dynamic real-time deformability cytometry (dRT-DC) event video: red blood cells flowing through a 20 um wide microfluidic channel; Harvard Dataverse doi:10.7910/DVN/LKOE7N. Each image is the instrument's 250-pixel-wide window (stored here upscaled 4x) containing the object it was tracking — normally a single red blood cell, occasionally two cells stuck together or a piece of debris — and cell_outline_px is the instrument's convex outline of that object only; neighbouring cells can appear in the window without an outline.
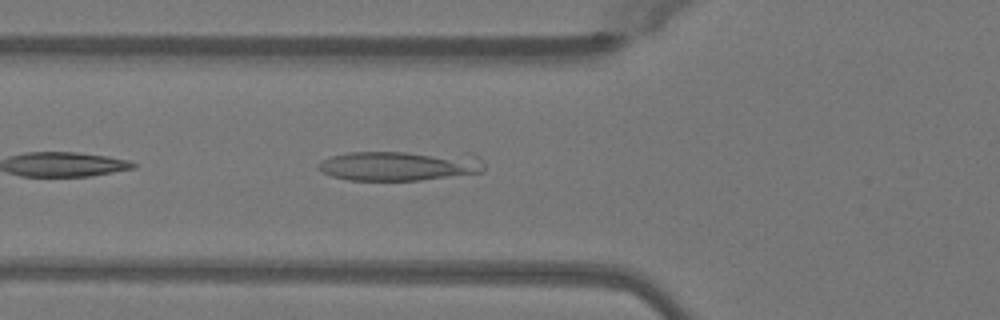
{"species": "Egyptian fruit bat (a non-hibernating species)", "species_latin": "Rousettus aegyptiacus", "temperature_condition": "warm", "stored_images_in_passage": 32, "camera_frame_rate_fps": 3000, "um_per_image_px": 0.085, "animal": {"sex": "female"}, "frame": {"image": 1, "passage_image": 17, "time_ms": 5.333, "image_size_px": [1000, 320], "cell_outline_px": [[484, 172], [420, 180], [348, 180], [332, 176], [320, 172], [316, 164], [320, 160], [332, 156], [348, 152], [468, 152], [480, 156], [484, 160]], "centroid_in_image_um": [34.04, 14.06], "position_along_channel_um": 91.8, "area_um2": 29.65}}
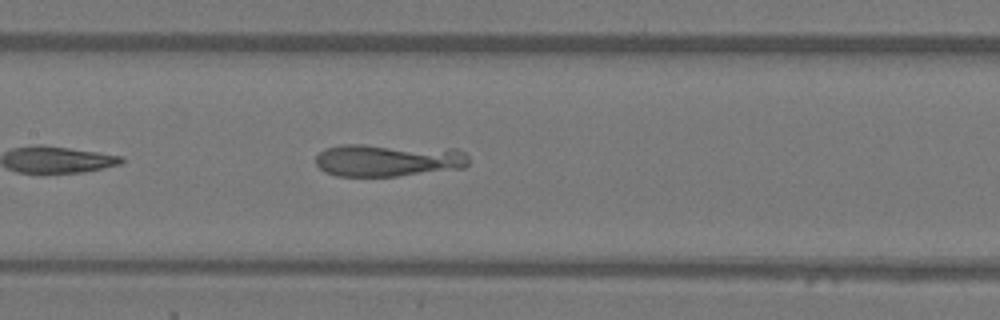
{"frame": {"image": 2, "passage_image": 23, "time_ms": 7.333, "image_size_px": [1000, 320], "cell_outline_px": [[468, 164], [464, 168], [396, 176], [336, 176], [324, 172], [316, 164], [316, 156], [324, 148], [340, 144], [364, 144], [456, 148], [464, 152], [468, 156]], "centroid_in_image_um": [32.99, 13.6], "position_along_channel_um": 174.4, "area_um2": 29.59}}
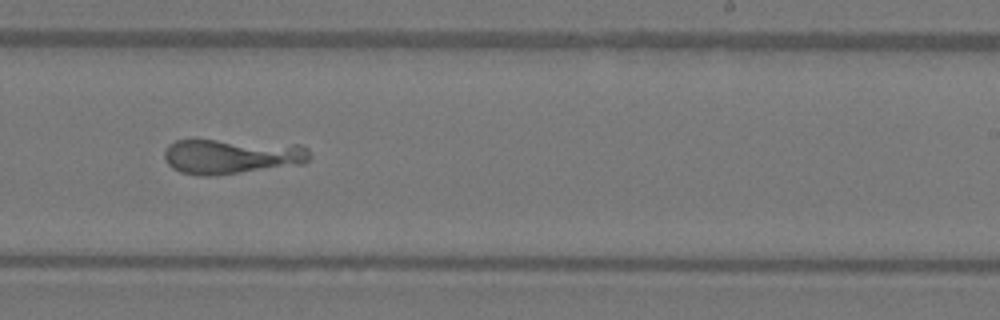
{"frame": {"image": 3, "passage_image": 30, "time_ms": 9.667, "image_size_px": [1000, 320], "cell_outline_px": [[312, 156], [304, 164], [212, 176], [200, 176], [180, 172], [172, 168], [168, 164], [164, 156], [164, 152], [168, 144], [176, 140], [216, 140], [300, 144], [308, 148]], "centroid_in_image_um": [19.72, 13.29], "position_along_channel_um": 269.3, "area_um2": 29.94}}